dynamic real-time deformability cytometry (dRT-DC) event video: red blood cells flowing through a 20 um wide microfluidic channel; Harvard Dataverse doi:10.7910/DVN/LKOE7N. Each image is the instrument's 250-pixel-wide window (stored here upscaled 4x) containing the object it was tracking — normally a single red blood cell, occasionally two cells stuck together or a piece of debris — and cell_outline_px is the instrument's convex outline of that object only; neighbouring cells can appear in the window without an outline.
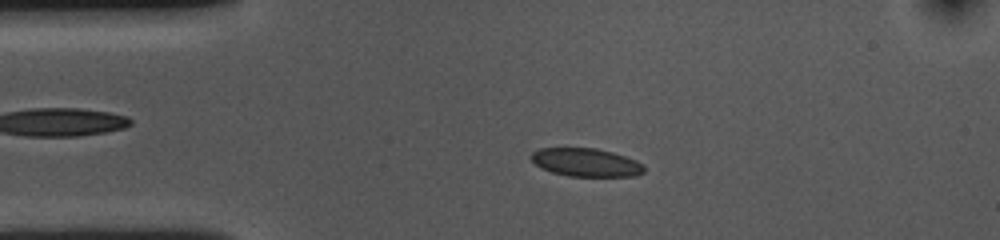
{"species": "common noctule bat (a hibernating species)", "species_latin": "Nyctalus noctula", "temperature_condition": "cold", "stored_images_in_passage": 54, "camera_frame_rate_fps": 3000, "um_per_image_px": 0.085, "animal": {"sex": "female", "body_mass_g": 10.0, "forearm_length_mm": 53.1}, "frame": {"image": 1, "passage_image": 10, "time_ms": 3.0, "image_size_px": [1000, 240], "cell_outline_px": [[644, 172], [636, 176], [568, 176], [552, 172], [540, 168], [528, 156], [532, 152], [540, 148], [596, 148], [612, 152], [636, 160], [644, 164]], "centroid_in_image_um": [49.8, 13.8], "position_along_channel_um": 35.2, "area_um2": 18.67}}
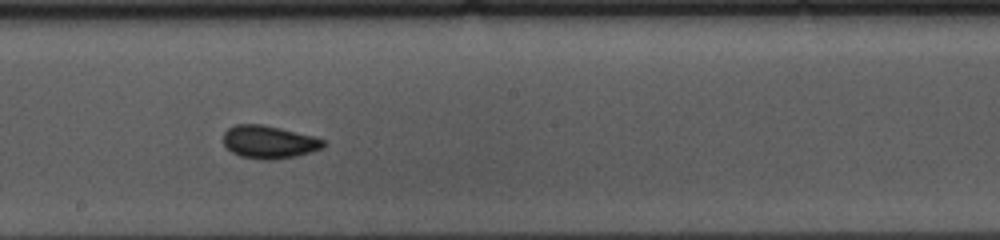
{"frame": {"image": 2, "passage_image": 28, "time_ms": 9.0, "image_size_px": [1000, 240], "cell_outline_px": [[324, 148], [312, 152], [296, 156], [276, 160], [264, 160], [240, 156], [232, 152], [224, 144], [224, 132], [228, 128], [236, 124], [264, 124], [312, 136], [324, 140]], "centroid_in_image_um": [22.86, 12.08], "position_along_channel_um": 225.3, "area_um2": 19.19}}
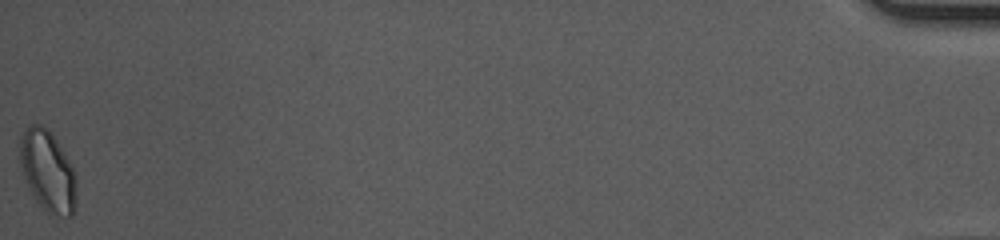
{"frame": {"image": 3, "passage_image": 54, "time_ms": 17.667, "image_size_px": [1000, 240], "cell_outline_px": [[76, 196], [72, 216], [68, 216], [48, 212], [36, 200], [28, 188], [20, 164], [20, 132], [32, 124], [40, 124], [48, 128], [52, 132], [64, 152], [76, 176]], "centroid_in_image_um": [4.04, 14.48], "position_along_channel_um": 431.2, "area_um2": 26.53}, "authors_computed_cell_mechanics": {"area_um2": 18.9295, "velocity_mm_per_s": 3.5813, "shape_relaxation_time_tau1_ms": 6.2472, "shape_relaxation_time_tau2_ms": 0.9999, "deformation_change_tau1": 0.1058, "deformation_change_tau2": 0.0453}}